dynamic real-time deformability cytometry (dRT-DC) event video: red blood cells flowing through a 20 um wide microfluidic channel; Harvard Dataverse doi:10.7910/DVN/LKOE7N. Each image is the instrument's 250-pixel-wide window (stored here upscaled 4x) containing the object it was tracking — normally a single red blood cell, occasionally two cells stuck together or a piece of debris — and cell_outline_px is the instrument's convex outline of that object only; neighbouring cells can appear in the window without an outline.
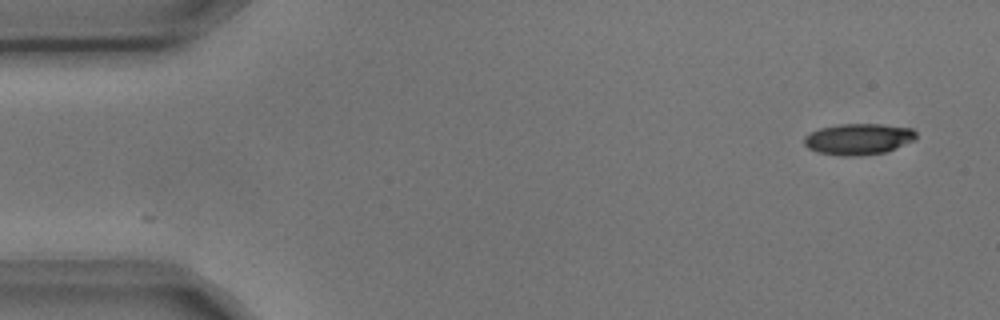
{"species": "common noctule bat (a hibernating species)", "species_latin": "Nyctalus noctula", "temperature_condition": "cold", "stored_images_in_passage": 2, "camera_frame_rate_fps": 3000, "um_per_image_px": 0.085, "animal": {"sex": "male", "body_mass_g": 17.9, "forearm_length_mm": 54.2}, "frame": {"image": 1, "passage_image": 2, "time_ms": 0.333, "image_size_px": [1000, 320], "cell_outline_px": [[916, 140], [896, 148], [884, 152], [860, 156], [844, 156], [820, 152], [808, 148], [804, 144], [804, 136], [820, 128], [840, 124], [880, 124], [912, 128], [916, 132]], "centroid_in_image_um": [72.99, 11.82], "position_along_channel_um": 12.0, "area_um2": 20.29}}